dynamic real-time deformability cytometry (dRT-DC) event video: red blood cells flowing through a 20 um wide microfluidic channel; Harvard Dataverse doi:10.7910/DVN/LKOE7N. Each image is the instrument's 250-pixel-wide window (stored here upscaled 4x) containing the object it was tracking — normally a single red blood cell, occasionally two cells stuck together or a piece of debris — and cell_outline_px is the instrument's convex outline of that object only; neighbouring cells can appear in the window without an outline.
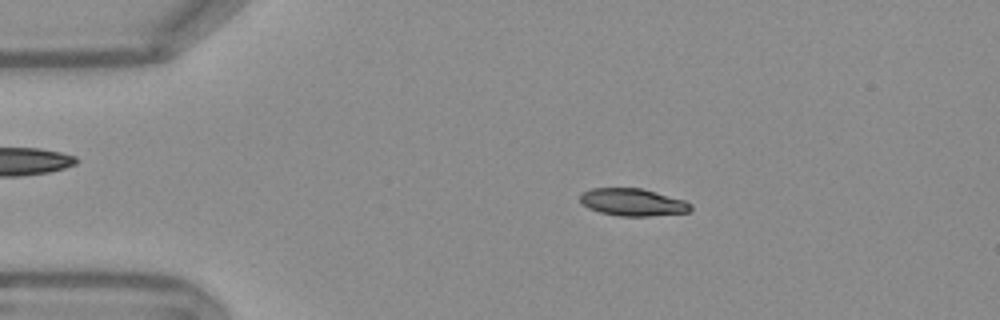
{"species": "Egyptian fruit bat (a non-hibernating species)", "species_latin": "Rousettus aegyptiacus", "temperature_condition": "warm", "stored_images_in_passage": 53, "camera_frame_rate_fps": 3000, "um_per_image_px": 0.085, "frame": {"image": 1, "passage_image": 10, "time_ms": 3.0, "image_size_px": [1000, 320], "cell_outline_px": [[692, 208], [688, 212], [648, 216], [620, 216], [600, 212], [588, 208], [580, 200], [580, 196], [584, 192], [592, 188], [640, 188], [684, 200], [692, 204]], "centroid_in_image_um": [53.79, 17.19], "position_along_channel_um": 31.2, "area_um2": 17.4}}
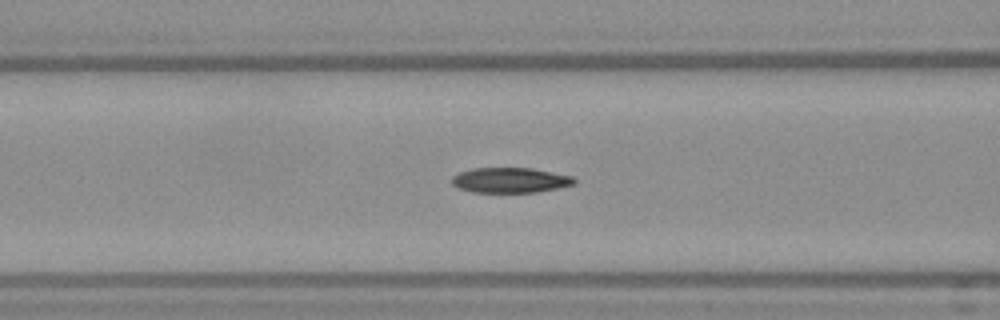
{"frame": {"image": 2, "passage_image": 21, "time_ms": 6.667, "image_size_px": [1000, 320], "cell_outline_px": [[576, 184], [536, 192], [472, 192], [456, 188], [452, 184], [452, 176], [460, 172], [472, 168], [532, 168], [572, 176], [576, 180]], "centroid_in_image_um": [43.34, 15.31], "position_along_channel_um": 123.3, "area_um2": 17.98}}
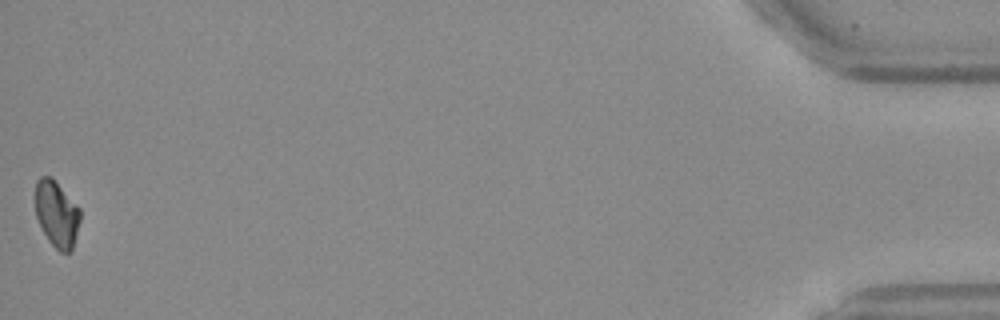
{"frame": {"image": 3, "passage_image": 53, "time_ms": 17.333, "image_size_px": [1000, 320], "cell_outline_px": [[80, 220], [72, 252], [60, 252], [48, 240], [36, 216], [36, 180], [40, 176], [52, 176], [80, 208]], "centroid_in_image_um": [4.84, 18.17], "position_along_channel_um": 430.4, "area_um2": 17.34}, "authors_computed_cell_mechanics": {"area_um2": 18.1492, "velocity_mm_per_s": 3.8009, "shape_relaxation_time_tau1_ms": 5.4274, "shape_relaxation_time_tau2_ms": 7.814, "deformation_change_tau1": 0.1445, "deformation_change_tau2": 0.1058}}